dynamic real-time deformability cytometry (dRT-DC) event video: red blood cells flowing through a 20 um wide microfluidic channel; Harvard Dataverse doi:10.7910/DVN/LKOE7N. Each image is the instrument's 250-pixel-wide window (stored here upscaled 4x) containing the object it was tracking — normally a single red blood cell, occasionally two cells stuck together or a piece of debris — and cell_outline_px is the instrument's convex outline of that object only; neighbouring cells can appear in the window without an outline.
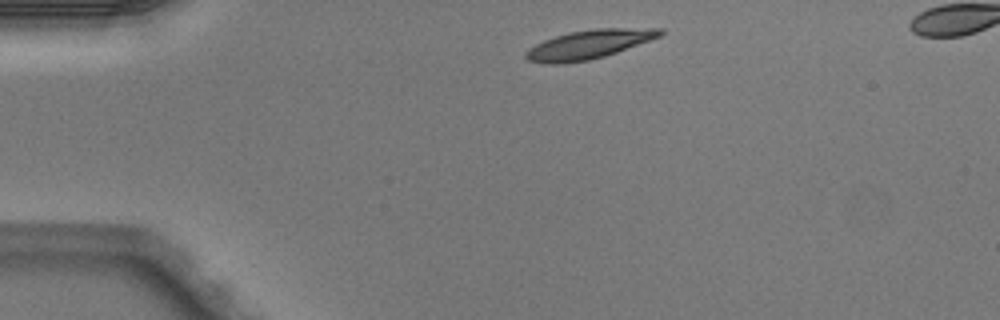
{"species": "Egyptian fruit bat (a non-hibernating species)", "species_latin": "Rousettus aegyptiacus", "temperature_condition": "warm", "stored_images_in_passage": 41, "camera_frame_rate_fps": 3000, "um_per_image_px": 0.085, "animal": {"sex": "male"}, "frame": {"image": 1, "passage_image": 1, "time_ms": 0.0, "image_size_px": [1000, 320], "cell_outline_px": [[664, 32], [660, 36], [616, 52], [604, 56], [588, 60], [556, 64], [544, 64], [528, 60], [524, 56], [524, 52], [528, 48], [544, 40], [568, 32], [596, 28], [664, 28]], "centroid_in_image_um": [50.01, 3.77], "position_along_channel_um": 35.0, "area_um2": 22.48}}
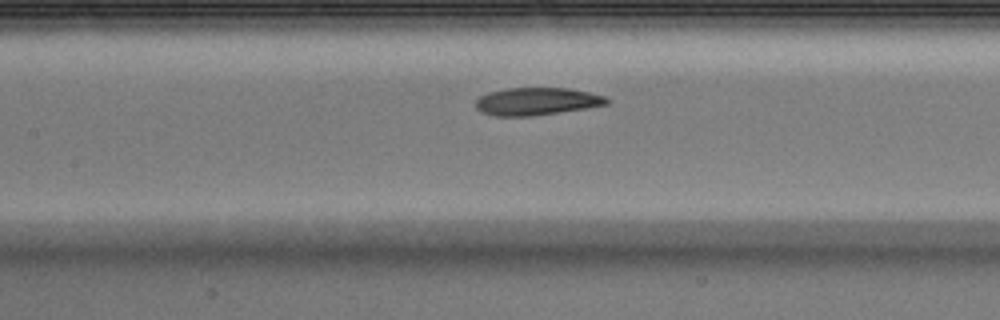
{"frame": {"image": 2, "passage_image": 14, "time_ms": 4.333, "image_size_px": [1000, 320], "cell_outline_px": [[612, 100], [608, 104], [584, 108], [528, 116], [496, 116], [480, 112], [476, 108], [476, 100], [480, 96], [488, 92], [508, 88], [568, 88], [588, 92], [604, 96]], "centroid_in_image_um": [45.6, 8.61], "position_along_channel_um": 161.8, "area_um2": 20.87}}
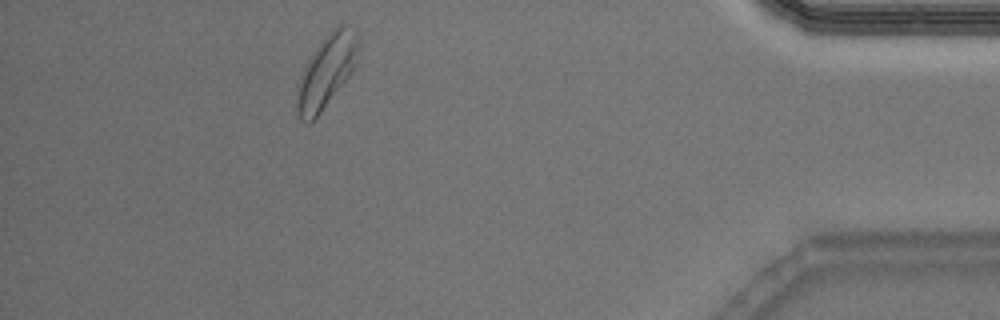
{"frame": {"image": 3, "passage_image": 36, "time_ms": 11.667, "image_size_px": [1000, 320], "cell_outline_px": [[360, 44], [352, 72], [320, 112], [308, 124], [300, 120], [296, 108], [296, 84], [308, 60], [320, 40], [332, 28], [340, 24], [348, 24], [356, 32], [360, 40]], "centroid_in_image_um": [27.74, 6.02], "position_along_channel_um": 407.5, "area_um2": 26.13}}